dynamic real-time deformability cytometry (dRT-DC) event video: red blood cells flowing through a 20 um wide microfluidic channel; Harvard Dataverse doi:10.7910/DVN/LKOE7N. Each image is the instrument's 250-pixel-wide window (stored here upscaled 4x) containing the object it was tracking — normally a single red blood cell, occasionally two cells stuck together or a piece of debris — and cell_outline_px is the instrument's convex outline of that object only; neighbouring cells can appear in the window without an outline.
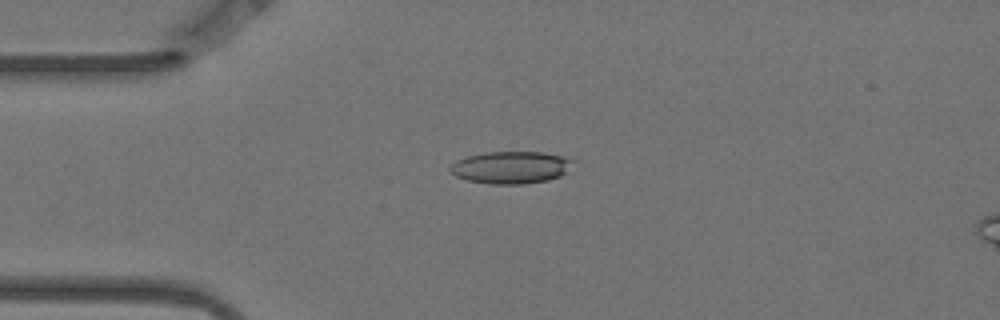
{"species": "Egyptian fruit bat (a non-hibernating species)", "species_latin": "Rousettus aegyptiacus", "temperature_condition": "warm", "stored_images_in_passage": 4, "camera_frame_rate_fps": 3000, "um_per_image_px": 0.085, "animal": {"sex": "female"}, "frame": {"image": 1, "passage_image": 2, "time_ms": 0.333, "image_size_px": [1000, 320], "cell_outline_px": [[572, 160], [564, 172], [560, 176], [548, 180], [524, 184], [492, 184], [468, 180], [456, 176], [448, 172], [448, 168], [456, 160], [468, 156], [488, 152], [540, 152], [568, 156]], "centroid_in_image_um": [43.38, 14.23], "position_along_channel_um": 41.6, "area_um2": 22.95}}